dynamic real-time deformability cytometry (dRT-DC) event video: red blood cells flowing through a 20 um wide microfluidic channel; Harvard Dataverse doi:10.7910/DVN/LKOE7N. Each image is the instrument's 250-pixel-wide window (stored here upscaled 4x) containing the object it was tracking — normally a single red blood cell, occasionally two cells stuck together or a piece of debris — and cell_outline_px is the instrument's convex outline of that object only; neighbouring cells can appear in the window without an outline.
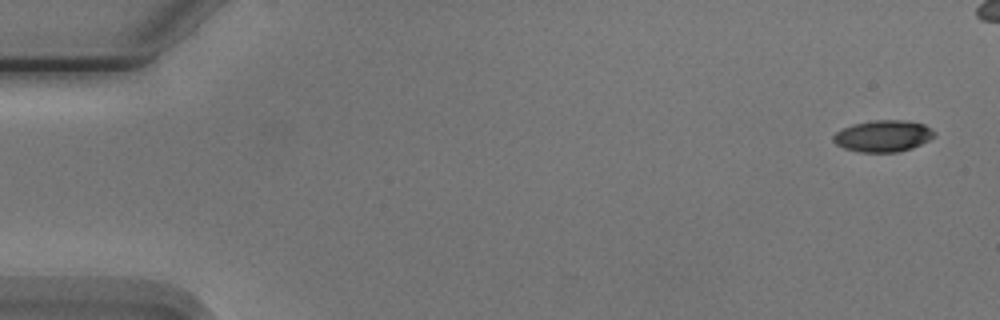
{"species": "Egyptian fruit bat (a non-hibernating species)", "species_latin": "Rousettus aegyptiacus", "temperature_condition": "cold", "stored_images_in_passage": 5, "camera_frame_rate_fps": 3000, "um_per_image_px": 0.085, "animal": {"sex": "male"}, "frame": {"image": 1, "passage_image": 1, "time_ms": 0.0, "image_size_px": [1000, 320], "cell_outline_px": [[936, 136], [912, 148], [900, 152], [860, 152], [844, 148], [836, 144], [832, 140], [832, 136], [836, 132], [852, 124], [872, 120], [904, 120], [924, 124], [936, 132]], "centroid_in_image_um": [75.07, 11.56], "position_along_channel_um": 9.9, "area_um2": 18.67}}